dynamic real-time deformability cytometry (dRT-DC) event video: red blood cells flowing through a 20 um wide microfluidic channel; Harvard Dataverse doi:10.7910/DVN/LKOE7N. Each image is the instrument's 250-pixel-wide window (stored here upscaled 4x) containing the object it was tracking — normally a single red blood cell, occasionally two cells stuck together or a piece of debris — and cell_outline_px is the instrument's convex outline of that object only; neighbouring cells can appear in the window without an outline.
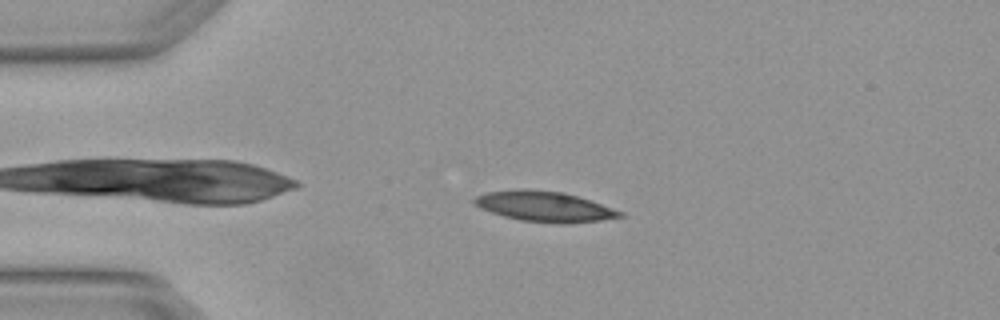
{"species": "Egyptian fruit bat (a non-hibernating species)", "species_latin": "Rousettus aegyptiacus", "temperature_condition": "warm", "stored_images_in_passage": 4, "camera_frame_rate_fps": 3000, "um_per_image_px": 0.085, "animal": {"sex": "female"}, "frame": {"image": 1, "passage_image": 1, "time_ms": 0.0, "image_size_px": [1000, 320], "cell_outline_px": [[624, 216], [600, 220], [564, 224], [520, 220], [504, 216], [480, 208], [472, 204], [472, 200], [476, 196], [484, 192], [516, 188], [524, 188], [564, 192], [624, 212]], "centroid_in_image_um": [46.2, 17.53], "position_along_channel_um": 38.8, "area_um2": 25.78}}
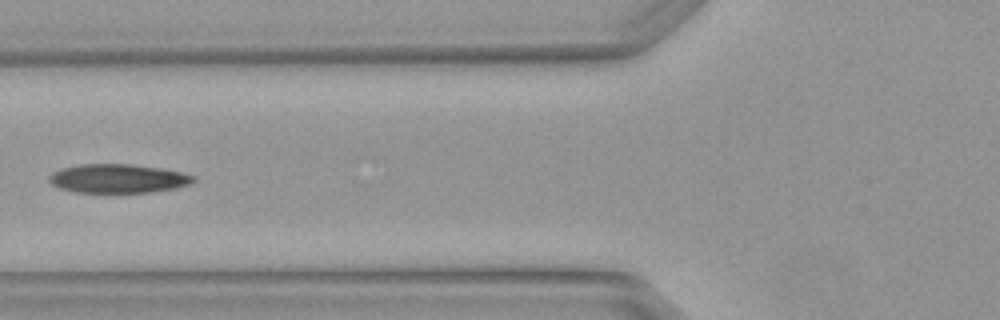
{"frame": {"image": 2, "passage_image": 3, "time_ms": 0.667, "image_size_px": [1000, 320], "cell_outline_px": [[196, 180], [192, 184], [176, 188], [152, 192], [76, 192], [60, 188], [52, 184], [48, 180], [48, 176], [52, 172], [60, 168], [76, 164], [132, 164], [160, 168], [180, 172], [196, 176]], "centroid_in_image_um": [10.03, 15.17], "position_along_channel_um": 115.8, "area_um2": 24.45}}